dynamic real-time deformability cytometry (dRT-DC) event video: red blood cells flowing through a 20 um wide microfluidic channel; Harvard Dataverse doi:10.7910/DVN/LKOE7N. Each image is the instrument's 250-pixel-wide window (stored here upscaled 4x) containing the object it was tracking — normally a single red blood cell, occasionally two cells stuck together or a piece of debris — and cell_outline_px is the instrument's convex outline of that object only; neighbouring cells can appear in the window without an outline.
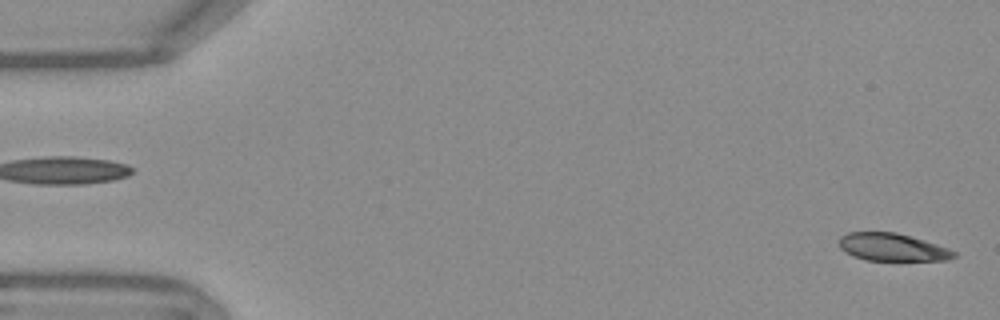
{"species": "Egyptian fruit bat (a non-hibernating species)", "species_latin": "Rousettus aegyptiacus", "temperature_condition": "warm", "stored_images_in_passage": 53, "camera_frame_rate_fps": 3000, "um_per_image_px": 0.085, "frame": {"image": 1, "passage_image": 1, "time_ms": 0.0, "image_size_px": [1000, 320], "cell_outline_px": [[956, 256], [948, 260], [864, 260], [852, 256], [844, 252], [840, 248], [840, 236], [848, 232], [896, 232], [924, 240], [948, 248], [956, 252]], "centroid_in_image_um": [75.82, 21.01], "position_along_channel_um": 9.2, "area_um2": 18.5}}
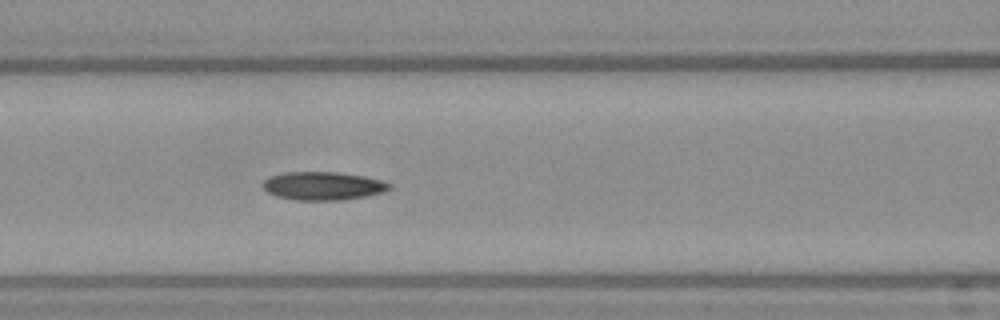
{"frame": {"image": 2, "passage_image": 22, "time_ms": 7.0, "image_size_px": [1000, 320], "cell_outline_px": [[392, 188], [384, 192], [364, 196], [340, 200], [296, 200], [276, 196], [268, 192], [260, 184], [268, 176], [284, 172], [340, 172], [364, 176], [380, 180], [392, 184]], "centroid_in_image_um": [27.43, 15.79], "position_along_channel_um": 139.2, "area_um2": 20.98}}
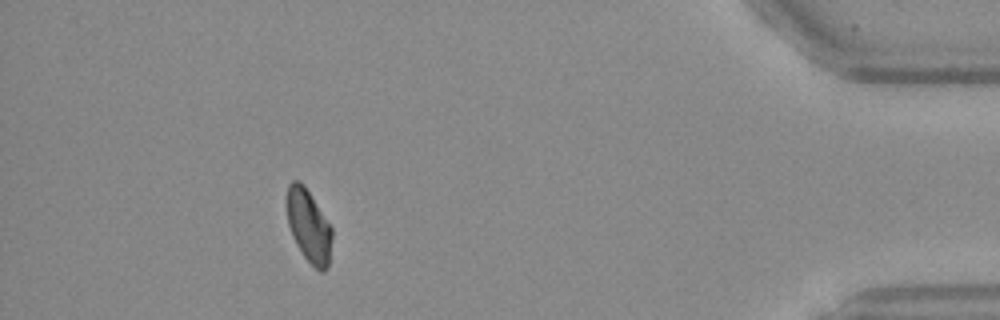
{"frame": {"image": 3, "passage_image": 48, "time_ms": 15.667, "image_size_px": [1000, 320], "cell_outline_px": [[332, 236], [328, 268], [324, 272], [320, 272], [304, 256], [296, 244], [292, 236], [288, 224], [284, 200], [288, 184], [292, 180], [300, 180], [304, 184], [332, 228]], "centroid_in_image_um": [26.2, 19.15], "position_along_channel_um": 409.0, "area_um2": 19.48}, "authors_computed_cell_mechanics": {"area_um2": 20.2878, "velocity_mm_per_s": 3.7678, "shape_relaxation_time_tau1_ms": 7.2033, "shape_relaxation_time_tau2_ms": 8.1846, "deformation_change_tau1": 0.1923, "deformation_change_tau2": 0.1218}}